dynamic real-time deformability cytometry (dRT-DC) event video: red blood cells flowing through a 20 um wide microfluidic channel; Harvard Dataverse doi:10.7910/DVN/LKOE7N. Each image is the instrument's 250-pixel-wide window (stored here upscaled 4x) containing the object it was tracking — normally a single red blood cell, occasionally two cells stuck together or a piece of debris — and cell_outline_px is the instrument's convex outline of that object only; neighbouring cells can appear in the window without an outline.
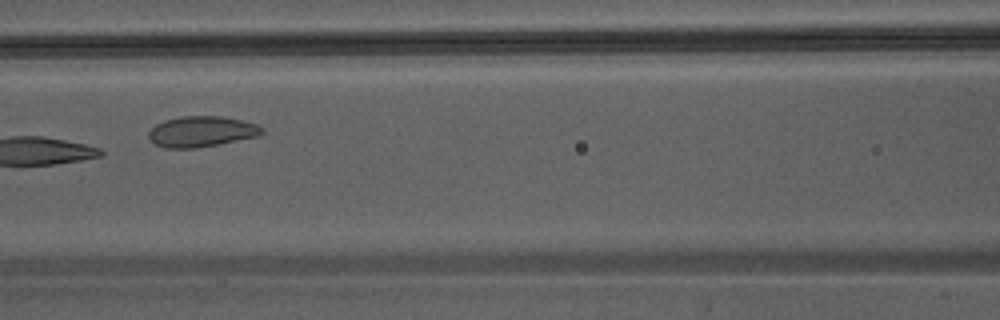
{"species": "Egyptian fruit bat (a non-hibernating species)", "species_latin": "Rousettus aegyptiacus", "temperature_condition": "warm", "stored_images_in_passage": 7, "camera_frame_rate_fps": 3000, "um_per_image_px": 0.085, "animal": {"sex": "male"}, "frame": {"image": 1, "passage_image": 7, "time_ms": 2.0, "image_size_px": [1000, 320], "cell_outline_px": [[264, 132], [260, 136], [216, 144], [192, 148], [168, 148], [156, 144], [148, 136], [148, 132], [156, 124], [164, 120], [180, 116], [220, 116], [244, 120], [256, 124], [264, 128]], "centroid_in_image_um": [17.16, 11.16], "position_along_channel_um": 149.4, "area_um2": 20.17}}